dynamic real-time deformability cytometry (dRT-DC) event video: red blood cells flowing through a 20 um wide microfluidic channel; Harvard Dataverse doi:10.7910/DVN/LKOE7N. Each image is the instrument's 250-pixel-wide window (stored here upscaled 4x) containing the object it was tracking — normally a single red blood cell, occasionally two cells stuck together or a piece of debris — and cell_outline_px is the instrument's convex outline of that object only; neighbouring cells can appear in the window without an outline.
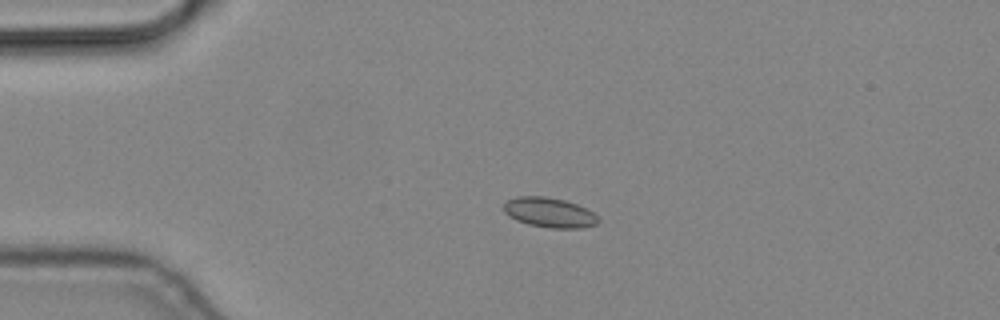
{"species": "common noctule bat (a hibernating species)", "species_latin": "Nyctalus noctula", "temperature_condition": "cold", "stored_images_in_passage": 3, "camera_frame_rate_fps": 3000, "um_per_image_px": 0.085, "animal": {"sex": "male", "body_mass_g": 19.2, "forearm_length_mm": 51.8}, "frame": {"image": 1, "passage_image": 2, "time_ms": 0.333, "image_size_px": [1000, 320], "cell_outline_px": [[600, 220], [596, 224], [584, 228], [552, 228], [528, 224], [516, 220], [508, 216], [504, 212], [504, 204], [508, 200], [516, 196], [544, 196], [564, 200], [576, 204], [592, 212]], "centroid_in_image_um": [46.68, 18.07], "position_along_channel_um": 38.3, "area_um2": 16.36}}